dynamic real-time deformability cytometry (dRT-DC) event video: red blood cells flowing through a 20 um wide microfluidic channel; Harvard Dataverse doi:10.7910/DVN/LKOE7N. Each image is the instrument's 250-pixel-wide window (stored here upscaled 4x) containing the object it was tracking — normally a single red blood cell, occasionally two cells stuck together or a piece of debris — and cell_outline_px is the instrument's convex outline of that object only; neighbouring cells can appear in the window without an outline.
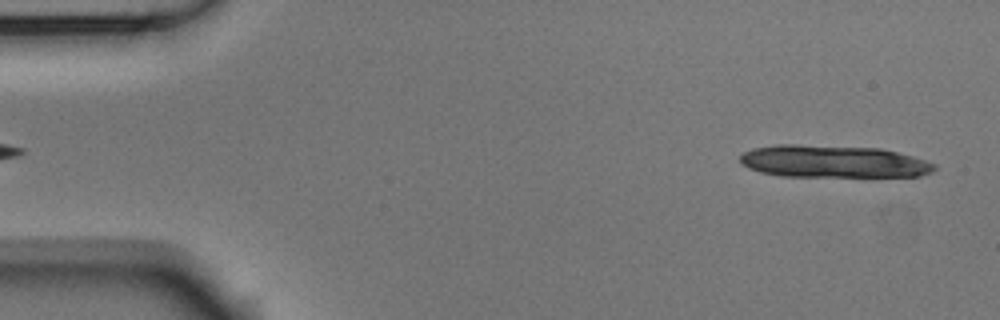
{"species": "Egyptian fruit bat (a non-hibernating species)", "species_latin": "Rousettus aegyptiacus", "temperature_condition": "room temperature", "stored_images_in_passage": 13, "camera_frame_rate_fps": 3000, "um_per_image_px": 0.085, "animal": {"sex": "male"}, "frame": {"image": 1, "passage_image": 2, "time_ms": 0.333, "image_size_px": [1000, 320], "cell_outline_px": [[936, 168], [932, 172], [920, 176], [780, 176], [760, 172], [748, 168], [740, 164], [740, 156], [744, 152], [752, 148], [776, 144], [796, 144], [880, 148], [912, 156], [936, 164]], "centroid_in_image_um": [70.77, 13.72], "position_along_channel_um": 14.2, "area_um2": 36.76}}